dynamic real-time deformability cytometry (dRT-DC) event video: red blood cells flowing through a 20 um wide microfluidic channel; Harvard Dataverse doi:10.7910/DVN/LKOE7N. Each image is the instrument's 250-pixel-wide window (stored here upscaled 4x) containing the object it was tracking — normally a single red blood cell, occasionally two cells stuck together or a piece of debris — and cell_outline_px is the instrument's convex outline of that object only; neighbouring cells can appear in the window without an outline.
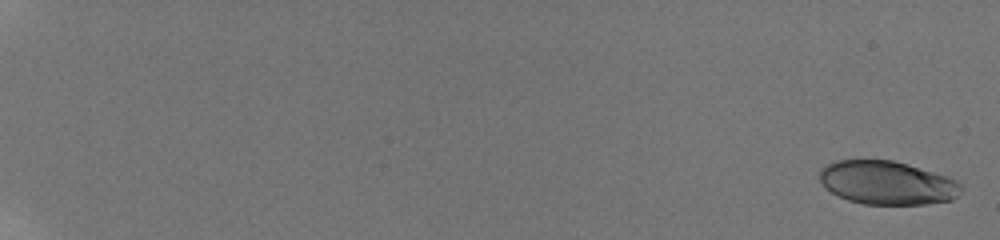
{"species": "human", "species_latin": "Homo sapiens", "temperature_condition": "room temperature", "stored_images_in_passage": 24, "camera_frame_rate_fps": 3000, "um_per_image_px": 0.085, "donor": {"sex": "male"}, "frame": {"image": 1, "passage_image": 1, "time_ms": 0.0, "image_size_px": [1000, 240], "cell_outline_px": [[960, 192], [952, 200], [928, 204], [864, 204], [848, 200], [832, 192], [820, 180], [820, 168], [836, 160], [892, 160], [948, 176], [956, 180], [960, 184]], "centroid_in_image_um": [75.42, 15.53], "position_along_channel_um": 9.6, "area_um2": 35.6}}
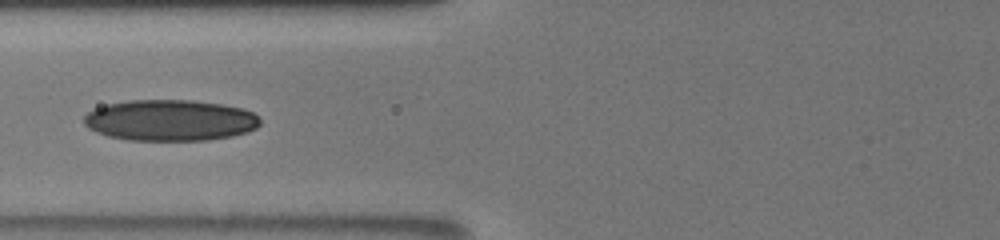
{"frame": {"image": 2, "passage_image": 20, "time_ms": 9.0, "image_size_px": [1000, 240], "cell_outline_px": [[260, 124], [256, 128], [248, 132], [232, 136], [208, 140], [128, 140], [108, 136], [96, 132], [88, 128], [84, 124], [84, 116], [88, 112], [96, 108], [108, 104], [128, 100], [192, 100], [220, 104], [244, 108], [260, 116]], "centroid_in_image_um": [14.48, 10.22], "position_along_channel_um": 111.3, "area_um2": 42.43}}
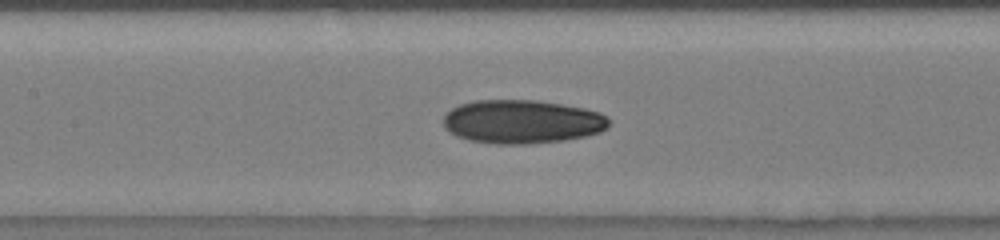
{"frame": {"image": 3, "passage_image": 23, "time_ms": 10.333, "image_size_px": [1000, 240], "cell_outline_px": [[608, 128], [600, 132], [584, 136], [564, 140], [528, 144], [496, 144], [468, 140], [456, 136], [448, 132], [444, 128], [444, 116], [452, 108], [460, 104], [476, 100], [536, 100], [584, 108], [600, 112], [608, 116]], "centroid_in_image_um": [44.36, 10.35], "position_along_channel_um": 163.0, "area_um2": 42.25}}